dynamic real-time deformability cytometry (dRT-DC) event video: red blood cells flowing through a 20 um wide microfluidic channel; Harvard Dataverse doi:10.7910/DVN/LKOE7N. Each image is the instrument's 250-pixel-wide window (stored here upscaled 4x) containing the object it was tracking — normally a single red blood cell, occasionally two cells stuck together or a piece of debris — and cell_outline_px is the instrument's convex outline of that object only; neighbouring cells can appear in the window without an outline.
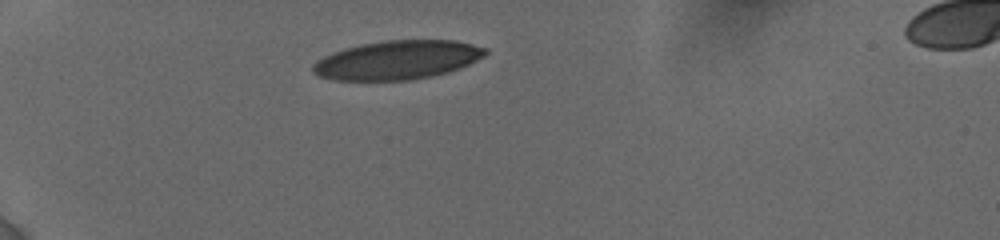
{"species": "human", "species_latin": "Homo sapiens", "temperature_condition": "cold", "stored_images_in_passage": 37, "camera_frame_rate_fps": 3000, "um_per_image_px": 0.085, "donor": {"sex": "female"}, "frame": {"image": 1, "passage_image": 1, "time_ms": 0.0, "image_size_px": [1000, 240], "cell_outline_px": [[488, 52], [484, 56], [460, 68], [448, 72], [432, 76], [412, 80], [332, 80], [320, 76], [312, 72], [312, 64], [316, 60], [332, 52], [344, 48], [360, 44], [384, 40], [452, 40], [472, 44], [488, 48]], "centroid_in_image_um": [33.75, 5.1], "position_along_channel_um": 51.2, "area_um2": 39.25}}
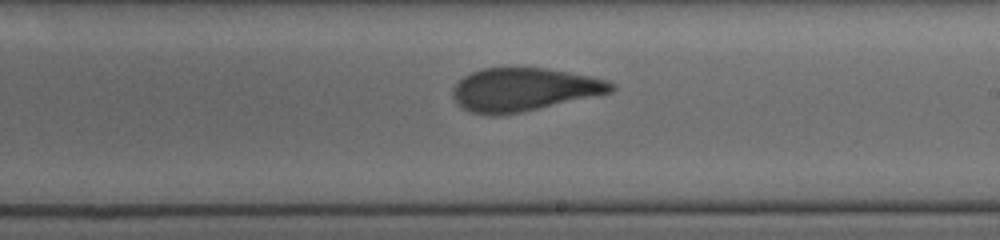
{"frame": {"image": 2, "passage_image": 20, "time_ms": 6.0, "image_size_px": [1000, 240], "cell_outline_px": [[616, 88], [612, 92], [520, 112], [500, 116], [492, 116], [472, 112], [456, 104], [452, 96], [452, 88], [464, 76], [472, 72], [484, 68], [548, 68], [588, 76], [604, 80], [616, 84]], "centroid_in_image_um": [44.49, 7.61], "position_along_channel_um": 244.5, "area_um2": 39.59}}
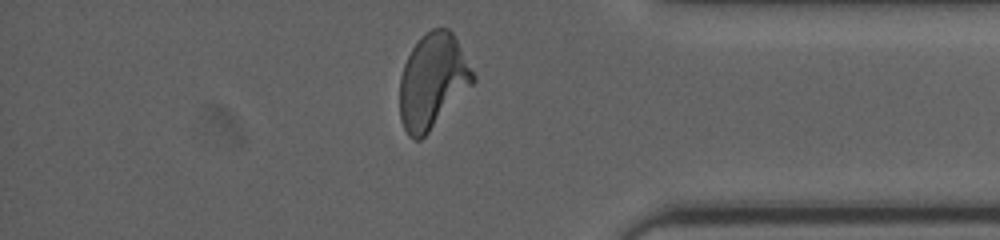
{"frame": {"image": 3, "passage_image": 33, "time_ms": 10.333, "image_size_px": [1000, 240], "cell_outline_px": [[476, 80], [428, 132], [420, 140], [416, 140], [408, 136], [400, 120], [400, 76], [404, 64], [412, 48], [420, 36], [432, 28], [448, 28], [452, 32], [476, 76]], "centroid_in_image_um": [36.76, 6.88], "position_along_channel_um": 398.4, "area_um2": 40.11}, "authors_computed_cell_mechanics": {"area_um2": 39.9976, "velocity_mm_per_s": 3.845, "shape_relaxation_time_tau1_ms": 7.1194, "shape_relaxation_time_tau2_ms": 1.2676, "deformation_change_tau1": 0.2267, "deformation_change_tau2": 0.0913}}